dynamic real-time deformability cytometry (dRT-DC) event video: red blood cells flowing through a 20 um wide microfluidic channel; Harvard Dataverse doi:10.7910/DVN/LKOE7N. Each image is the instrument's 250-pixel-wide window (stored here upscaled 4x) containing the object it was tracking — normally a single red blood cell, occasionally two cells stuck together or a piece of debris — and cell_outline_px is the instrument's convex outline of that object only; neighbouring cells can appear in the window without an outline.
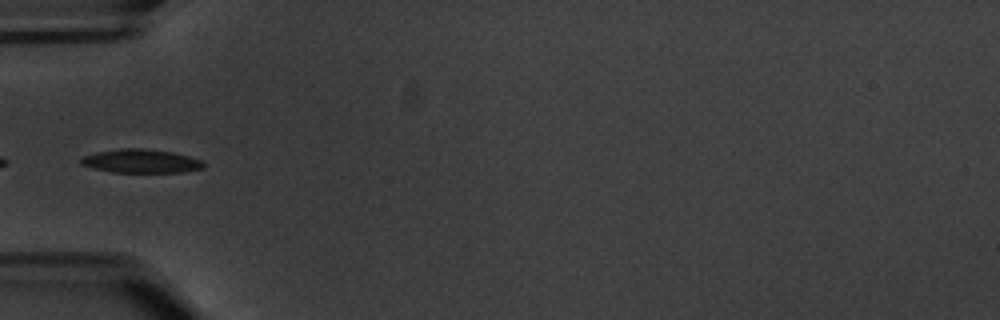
{"species": "common noctule bat (a hibernating species)", "species_latin": "Nyctalus noctula", "temperature_condition": "warm", "stored_images_in_passage": 6, "segment_of_instrument_passage": [2, 2], "camera_frame_rate_fps": 3000, "um_per_image_px": 0.085, "animal": {"sex": "male", "body_mass_g": 20.1, "forearm_length_mm": 53.5}, "frame": {"image": 1, "passage_image": 5, "time_ms": 5.0, "image_size_px": [1000, 320], "cell_outline_px": [[204, 168], [180, 172], [112, 172], [92, 168], [80, 164], [80, 160], [84, 156], [96, 152], [120, 148], [144, 148], [172, 152], [204, 160]], "centroid_in_image_um": [11.98, 13.69], "position_along_channel_um": 73.0, "area_um2": 16.94}}